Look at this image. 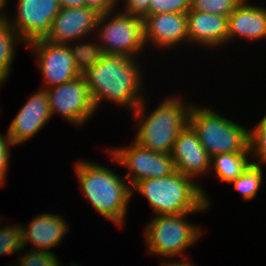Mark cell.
Wrapping results in <instances>:
<instances>
[{
	"mask_svg": "<svg viewBox=\"0 0 266 266\" xmlns=\"http://www.w3.org/2000/svg\"><path fill=\"white\" fill-rule=\"evenodd\" d=\"M140 69L136 58L103 54L100 61L82 75L96 109L102 101L108 100L134 111L144 99Z\"/></svg>",
	"mask_w": 266,
	"mask_h": 266,
	"instance_id": "cell-1",
	"label": "cell"
},
{
	"mask_svg": "<svg viewBox=\"0 0 266 266\" xmlns=\"http://www.w3.org/2000/svg\"><path fill=\"white\" fill-rule=\"evenodd\" d=\"M75 172L83 198L106 219L123 227L127 206L133 195L126 178L119 177L106 166L82 160L75 163Z\"/></svg>",
	"mask_w": 266,
	"mask_h": 266,
	"instance_id": "cell-2",
	"label": "cell"
},
{
	"mask_svg": "<svg viewBox=\"0 0 266 266\" xmlns=\"http://www.w3.org/2000/svg\"><path fill=\"white\" fill-rule=\"evenodd\" d=\"M178 171L164 178L138 182L133 188L146 197L156 215H179L185 212H204L210 201L202 185ZM204 210V211H203Z\"/></svg>",
	"mask_w": 266,
	"mask_h": 266,
	"instance_id": "cell-3",
	"label": "cell"
},
{
	"mask_svg": "<svg viewBox=\"0 0 266 266\" xmlns=\"http://www.w3.org/2000/svg\"><path fill=\"white\" fill-rule=\"evenodd\" d=\"M167 98L148 115L145 111V98L133 111L138 122L136 125L139 126L133 141L153 152L164 154L171 153L177 136L189 123L192 106V102L186 104L178 96Z\"/></svg>",
	"mask_w": 266,
	"mask_h": 266,
	"instance_id": "cell-4",
	"label": "cell"
},
{
	"mask_svg": "<svg viewBox=\"0 0 266 266\" xmlns=\"http://www.w3.org/2000/svg\"><path fill=\"white\" fill-rule=\"evenodd\" d=\"M211 108L191 106L189 124L210 157L223 153H250L249 129Z\"/></svg>",
	"mask_w": 266,
	"mask_h": 266,
	"instance_id": "cell-5",
	"label": "cell"
},
{
	"mask_svg": "<svg viewBox=\"0 0 266 266\" xmlns=\"http://www.w3.org/2000/svg\"><path fill=\"white\" fill-rule=\"evenodd\" d=\"M155 215L145 229L147 251L159 256L176 257L183 255L188 247L201 237L202 229L194 223L186 221L188 214Z\"/></svg>",
	"mask_w": 266,
	"mask_h": 266,
	"instance_id": "cell-6",
	"label": "cell"
},
{
	"mask_svg": "<svg viewBox=\"0 0 266 266\" xmlns=\"http://www.w3.org/2000/svg\"><path fill=\"white\" fill-rule=\"evenodd\" d=\"M100 14L96 32L103 54L123 55L136 58L144 49L143 18L120 12ZM109 16L111 18H109ZM108 20V21H107Z\"/></svg>",
	"mask_w": 266,
	"mask_h": 266,
	"instance_id": "cell-7",
	"label": "cell"
},
{
	"mask_svg": "<svg viewBox=\"0 0 266 266\" xmlns=\"http://www.w3.org/2000/svg\"><path fill=\"white\" fill-rule=\"evenodd\" d=\"M109 154L119 165L129 169L125 178L131 187L140 181L164 178L175 172L170 154L153 152L135 141L130 146L109 149Z\"/></svg>",
	"mask_w": 266,
	"mask_h": 266,
	"instance_id": "cell-8",
	"label": "cell"
},
{
	"mask_svg": "<svg viewBox=\"0 0 266 266\" xmlns=\"http://www.w3.org/2000/svg\"><path fill=\"white\" fill-rule=\"evenodd\" d=\"M45 91L48 94L52 117L58 113L72 124L80 126L97 112L82 75Z\"/></svg>",
	"mask_w": 266,
	"mask_h": 266,
	"instance_id": "cell-9",
	"label": "cell"
},
{
	"mask_svg": "<svg viewBox=\"0 0 266 266\" xmlns=\"http://www.w3.org/2000/svg\"><path fill=\"white\" fill-rule=\"evenodd\" d=\"M16 9L14 20L8 15L6 20L26 45L46 37L61 6L59 0H17Z\"/></svg>",
	"mask_w": 266,
	"mask_h": 266,
	"instance_id": "cell-10",
	"label": "cell"
},
{
	"mask_svg": "<svg viewBox=\"0 0 266 266\" xmlns=\"http://www.w3.org/2000/svg\"><path fill=\"white\" fill-rule=\"evenodd\" d=\"M31 52H36L38 68L44 77V89L71 81L80 76L76 69L69 45L52 43L42 39L25 45Z\"/></svg>",
	"mask_w": 266,
	"mask_h": 266,
	"instance_id": "cell-11",
	"label": "cell"
},
{
	"mask_svg": "<svg viewBox=\"0 0 266 266\" xmlns=\"http://www.w3.org/2000/svg\"><path fill=\"white\" fill-rule=\"evenodd\" d=\"M99 17L96 10L87 6L61 8L44 39L52 43L71 45L75 40L80 41L83 37L90 36L91 32L96 34Z\"/></svg>",
	"mask_w": 266,
	"mask_h": 266,
	"instance_id": "cell-12",
	"label": "cell"
},
{
	"mask_svg": "<svg viewBox=\"0 0 266 266\" xmlns=\"http://www.w3.org/2000/svg\"><path fill=\"white\" fill-rule=\"evenodd\" d=\"M9 125L7 135L14 145L27 142L52 118L45 89L34 92Z\"/></svg>",
	"mask_w": 266,
	"mask_h": 266,
	"instance_id": "cell-13",
	"label": "cell"
},
{
	"mask_svg": "<svg viewBox=\"0 0 266 266\" xmlns=\"http://www.w3.org/2000/svg\"><path fill=\"white\" fill-rule=\"evenodd\" d=\"M170 155L175 171L193 179L211 168V157L189 123L177 136Z\"/></svg>",
	"mask_w": 266,
	"mask_h": 266,
	"instance_id": "cell-14",
	"label": "cell"
},
{
	"mask_svg": "<svg viewBox=\"0 0 266 266\" xmlns=\"http://www.w3.org/2000/svg\"><path fill=\"white\" fill-rule=\"evenodd\" d=\"M142 18L145 45L149 41L165 50L184 41L189 43L187 13H159Z\"/></svg>",
	"mask_w": 266,
	"mask_h": 266,
	"instance_id": "cell-15",
	"label": "cell"
},
{
	"mask_svg": "<svg viewBox=\"0 0 266 266\" xmlns=\"http://www.w3.org/2000/svg\"><path fill=\"white\" fill-rule=\"evenodd\" d=\"M66 223L62 216L51 212L37 215L29 226L21 228L23 248L30 243L34 250L52 252L50 249L58 246L68 232L69 226Z\"/></svg>",
	"mask_w": 266,
	"mask_h": 266,
	"instance_id": "cell-16",
	"label": "cell"
},
{
	"mask_svg": "<svg viewBox=\"0 0 266 266\" xmlns=\"http://www.w3.org/2000/svg\"><path fill=\"white\" fill-rule=\"evenodd\" d=\"M189 42L211 48L228 43V17L189 10L187 13Z\"/></svg>",
	"mask_w": 266,
	"mask_h": 266,
	"instance_id": "cell-17",
	"label": "cell"
},
{
	"mask_svg": "<svg viewBox=\"0 0 266 266\" xmlns=\"http://www.w3.org/2000/svg\"><path fill=\"white\" fill-rule=\"evenodd\" d=\"M242 2L228 17V43L242 37L253 41L266 38V8Z\"/></svg>",
	"mask_w": 266,
	"mask_h": 266,
	"instance_id": "cell-18",
	"label": "cell"
},
{
	"mask_svg": "<svg viewBox=\"0 0 266 266\" xmlns=\"http://www.w3.org/2000/svg\"><path fill=\"white\" fill-rule=\"evenodd\" d=\"M250 157L252 158L251 153L217 154L211 157L210 169L215 170L222 182L231 183L253 163Z\"/></svg>",
	"mask_w": 266,
	"mask_h": 266,
	"instance_id": "cell-19",
	"label": "cell"
},
{
	"mask_svg": "<svg viewBox=\"0 0 266 266\" xmlns=\"http://www.w3.org/2000/svg\"><path fill=\"white\" fill-rule=\"evenodd\" d=\"M23 44L21 38L11 29L5 19L0 22V78L5 82L11 73V64L15 59V44Z\"/></svg>",
	"mask_w": 266,
	"mask_h": 266,
	"instance_id": "cell-20",
	"label": "cell"
},
{
	"mask_svg": "<svg viewBox=\"0 0 266 266\" xmlns=\"http://www.w3.org/2000/svg\"><path fill=\"white\" fill-rule=\"evenodd\" d=\"M262 166L252 163L239 177L231 182L235 191L242 195L245 200L254 199L262 184Z\"/></svg>",
	"mask_w": 266,
	"mask_h": 266,
	"instance_id": "cell-21",
	"label": "cell"
},
{
	"mask_svg": "<svg viewBox=\"0 0 266 266\" xmlns=\"http://www.w3.org/2000/svg\"><path fill=\"white\" fill-rule=\"evenodd\" d=\"M71 50L76 69L80 75H83L89 69H92L101 59L103 52L100 48L99 43L89 42L79 45H69Z\"/></svg>",
	"mask_w": 266,
	"mask_h": 266,
	"instance_id": "cell-22",
	"label": "cell"
},
{
	"mask_svg": "<svg viewBox=\"0 0 266 266\" xmlns=\"http://www.w3.org/2000/svg\"><path fill=\"white\" fill-rule=\"evenodd\" d=\"M249 148L251 156L256 158L252 161L254 164H266V114L249 130Z\"/></svg>",
	"mask_w": 266,
	"mask_h": 266,
	"instance_id": "cell-23",
	"label": "cell"
},
{
	"mask_svg": "<svg viewBox=\"0 0 266 266\" xmlns=\"http://www.w3.org/2000/svg\"><path fill=\"white\" fill-rule=\"evenodd\" d=\"M242 0H190V10L229 17Z\"/></svg>",
	"mask_w": 266,
	"mask_h": 266,
	"instance_id": "cell-24",
	"label": "cell"
},
{
	"mask_svg": "<svg viewBox=\"0 0 266 266\" xmlns=\"http://www.w3.org/2000/svg\"><path fill=\"white\" fill-rule=\"evenodd\" d=\"M22 225H5L0 229V256L24 250L22 245Z\"/></svg>",
	"mask_w": 266,
	"mask_h": 266,
	"instance_id": "cell-25",
	"label": "cell"
},
{
	"mask_svg": "<svg viewBox=\"0 0 266 266\" xmlns=\"http://www.w3.org/2000/svg\"><path fill=\"white\" fill-rule=\"evenodd\" d=\"M20 259L19 266H60L61 264L54 253L46 250H30L23 257L20 256Z\"/></svg>",
	"mask_w": 266,
	"mask_h": 266,
	"instance_id": "cell-26",
	"label": "cell"
},
{
	"mask_svg": "<svg viewBox=\"0 0 266 266\" xmlns=\"http://www.w3.org/2000/svg\"><path fill=\"white\" fill-rule=\"evenodd\" d=\"M190 0H151L145 15L159 13H188Z\"/></svg>",
	"mask_w": 266,
	"mask_h": 266,
	"instance_id": "cell-27",
	"label": "cell"
},
{
	"mask_svg": "<svg viewBox=\"0 0 266 266\" xmlns=\"http://www.w3.org/2000/svg\"><path fill=\"white\" fill-rule=\"evenodd\" d=\"M5 134L6 135L3 136L2 133H0V185L2 187H4L6 183L7 170L9 169L10 146L14 145L8 137L7 132Z\"/></svg>",
	"mask_w": 266,
	"mask_h": 266,
	"instance_id": "cell-28",
	"label": "cell"
},
{
	"mask_svg": "<svg viewBox=\"0 0 266 266\" xmlns=\"http://www.w3.org/2000/svg\"><path fill=\"white\" fill-rule=\"evenodd\" d=\"M151 0H125L122 12L143 17L149 10Z\"/></svg>",
	"mask_w": 266,
	"mask_h": 266,
	"instance_id": "cell-29",
	"label": "cell"
},
{
	"mask_svg": "<svg viewBox=\"0 0 266 266\" xmlns=\"http://www.w3.org/2000/svg\"><path fill=\"white\" fill-rule=\"evenodd\" d=\"M86 6L96 10L99 14L112 12L119 0H85Z\"/></svg>",
	"mask_w": 266,
	"mask_h": 266,
	"instance_id": "cell-30",
	"label": "cell"
},
{
	"mask_svg": "<svg viewBox=\"0 0 266 266\" xmlns=\"http://www.w3.org/2000/svg\"><path fill=\"white\" fill-rule=\"evenodd\" d=\"M61 8H78L86 6L85 0H59Z\"/></svg>",
	"mask_w": 266,
	"mask_h": 266,
	"instance_id": "cell-31",
	"label": "cell"
},
{
	"mask_svg": "<svg viewBox=\"0 0 266 266\" xmlns=\"http://www.w3.org/2000/svg\"><path fill=\"white\" fill-rule=\"evenodd\" d=\"M164 263V264H163ZM163 265L161 266H195L193 263H191L190 261H188L187 256L183 258L178 262V261H170L168 262H162Z\"/></svg>",
	"mask_w": 266,
	"mask_h": 266,
	"instance_id": "cell-32",
	"label": "cell"
},
{
	"mask_svg": "<svg viewBox=\"0 0 266 266\" xmlns=\"http://www.w3.org/2000/svg\"><path fill=\"white\" fill-rule=\"evenodd\" d=\"M3 9L0 7V22L4 21L6 19V13H2Z\"/></svg>",
	"mask_w": 266,
	"mask_h": 266,
	"instance_id": "cell-33",
	"label": "cell"
},
{
	"mask_svg": "<svg viewBox=\"0 0 266 266\" xmlns=\"http://www.w3.org/2000/svg\"><path fill=\"white\" fill-rule=\"evenodd\" d=\"M7 0H0V7L2 9H4V7L6 6Z\"/></svg>",
	"mask_w": 266,
	"mask_h": 266,
	"instance_id": "cell-34",
	"label": "cell"
},
{
	"mask_svg": "<svg viewBox=\"0 0 266 266\" xmlns=\"http://www.w3.org/2000/svg\"><path fill=\"white\" fill-rule=\"evenodd\" d=\"M5 82L0 78V87L2 86V84H4Z\"/></svg>",
	"mask_w": 266,
	"mask_h": 266,
	"instance_id": "cell-35",
	"label": "cell"
},
{
	"mask_svg": "<svg viewBox=\"0 0 266 266\" xmlns=\"http://www.w3.org/2000/svg\"><path fill=\"white\" fill-rule=\"evenodd\" d=\"M73 264V265H72ZM60 266H62V265H60ZM70 266H79L78 264L76 265V264H74V263H71V265Z\"/></svg>",
	"mask_w": 266,
	"mask_h": 266,
	"instance_id": "cell-36",
	"label": "cell"
}]
</instances>
